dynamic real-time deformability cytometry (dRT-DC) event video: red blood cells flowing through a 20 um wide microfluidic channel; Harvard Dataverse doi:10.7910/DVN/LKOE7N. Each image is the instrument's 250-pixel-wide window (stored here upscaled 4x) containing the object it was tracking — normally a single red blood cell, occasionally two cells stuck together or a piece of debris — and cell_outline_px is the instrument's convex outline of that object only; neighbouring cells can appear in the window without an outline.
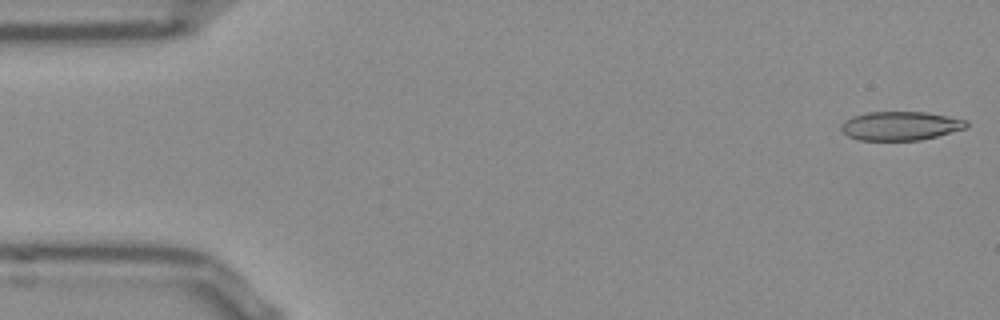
{"species": "Egyptian fruit bat (a non-hibernating species)", "species_latin": "Rousettus aegyptiacus", "temperature_condition": "room temperature", "stored_images_in_passage": 52, "camera_frame_rate_fps": 3000, "um_per_image_px": 0.085, "frame": {"image": 1, "passage_image": 1, "time_ms": 0.0, "image_size_px": [1000, 320], "cell_outline_px": [[968, 128], [920, 140], [860, 140], [848, 136], [840, 128], [840, 124], [844, 120], [852, 116], [868, 112], [924, 112], [968, 120]], "centroid_in_image_um": [76.53, 10.69], "position_along_channel_um": 8.5, "area_um2": 21.04}}
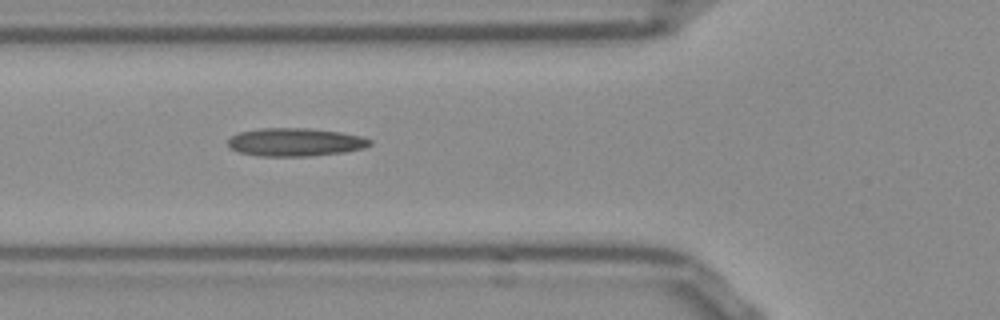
{"frame": {"image": 2, "passage_image": 18, "time_ms": 5.667, "image_size_px": [1000, 320], "cell_outline_px": [[372, 144], [364, 148], [344, 152], [308, 156], [260, 156], [240, 152], [228, 148], [228, 140], [232, 136], [240, 132], [260, 128], [308, 128], [340, 132], [364, 136], [372, 140]], "centroid_in_image_um": [25.12, 12.08], "position_along_channel_um": 100.7, "area_um2": 23.35}}
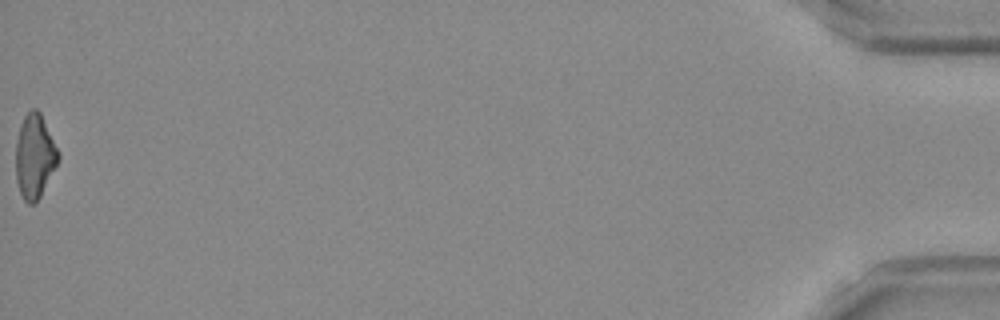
{"frame": {"image": 3, "passage_image": 52, "time_ms": 17.0, "image_size_px": [1000, 320], "cell_outline_px": [[60, 156], [36, 204], [28, 204], [24, 200], [20, 192], [16, 180], [16, 140], [20, 124], [24, 116], [32, 108], [36, 108], [40, 112], [60, 152]], "centroid_in_image_um": [2.93, 13.27], "position_along_channel_um": 432.3, "area_um2": 20.75}, "authors_computed_cell_mechanics": {"area_um2": 21.7906, "velocity_mm_per_s": 3.8614, "shape_relaxation_time_tau1_ms": null, "shape_relaxation_time_tau2_ms": 4.2932, "deformation_change_tau1": null, "deformation_change_tau2": 0.1668}}